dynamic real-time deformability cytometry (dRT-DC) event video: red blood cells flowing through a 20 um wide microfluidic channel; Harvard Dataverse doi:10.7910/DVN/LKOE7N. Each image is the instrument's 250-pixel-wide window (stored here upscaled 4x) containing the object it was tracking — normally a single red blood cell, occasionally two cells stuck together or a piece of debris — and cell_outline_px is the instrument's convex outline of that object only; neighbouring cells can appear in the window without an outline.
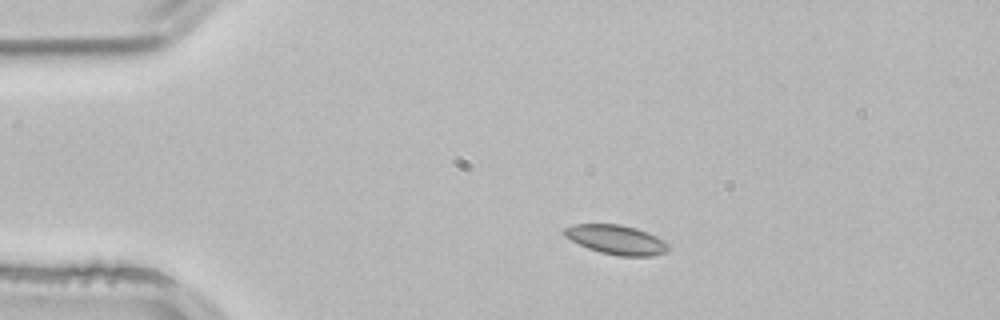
{"species": "common noctule bat (a hibernating species)", "species_latin": "Nyctalus noctula", "temperature_condition": "room temperature", "stored_images_in_passage": 2, "camera_frame_rate_fps": 3000, "um_per_image_px": 0.085, "animal": {"sex": "male", "body_mass_g": 21.5, "forearm_length_mm": 52.0}, "frame": {"image": 1, "passage_image": 1, "time_ms": 0.0, "image_size_px": [1000, 320], "cell_outline_px": [[668, 248], [664, 252], [652, 256], [620, 256], [600, 252], [588, 248], [564, 236], [564, 228], [576, 224], [620, 224], [636, 228], [648, 232], [656, 236], [668, 244]], "centroid_in_image_um": [52.38, 20.37], "position_along_channel_um": 32.6, "area_um2": 17.57}}
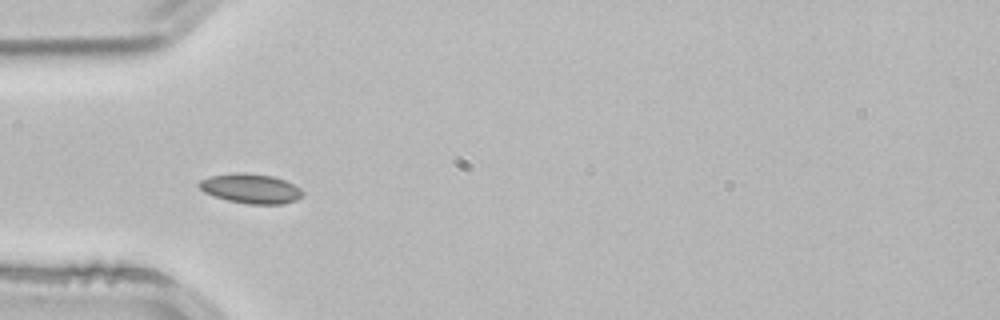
{"frame": {"image": 2, "passage_image": 2, "time_ms": 0.333, "image_size_px": [1000, 320], "cell_outline_px": [[304, 196], [296, 200], [284, 204], [248, 204], [228, 200], [212, 196], [204, 192], [196, 184], [200, 180], [208, 176], [236, 172], [244, 172], [272, 176], [284, 180], [300, 188], [304, 192]], "centroid_in_image_um": [21.3, 16.03], "position_along_channel_um": 63.7, "area_um2": 18.09}}